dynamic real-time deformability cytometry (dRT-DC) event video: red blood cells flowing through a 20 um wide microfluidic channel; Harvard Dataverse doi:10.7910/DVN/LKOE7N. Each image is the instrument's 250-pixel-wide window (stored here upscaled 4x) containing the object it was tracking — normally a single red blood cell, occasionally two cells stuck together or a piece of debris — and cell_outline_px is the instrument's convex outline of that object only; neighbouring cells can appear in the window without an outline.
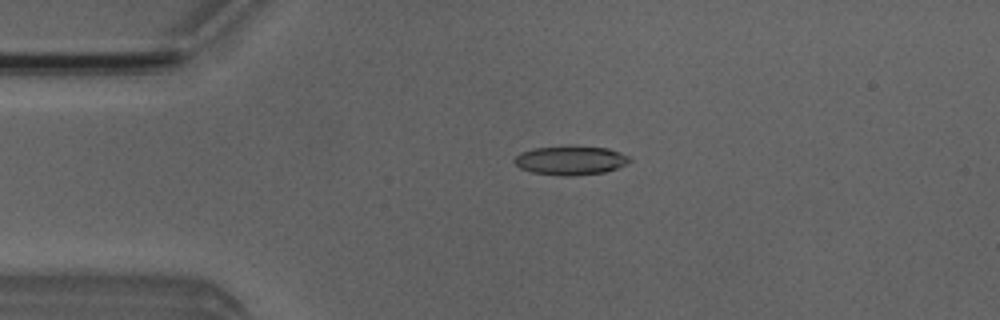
{"species": "Egyptian fruit bat (a non-hibernating species)", "species_latin": "Rousettus aegyptiacus", "temperature_condition": "room temperature", "stored_images_in_passage": 3, "camera_frame_rate_fps": 3000, "um_per_image_px": 0.085, "animal": {"sex": "male"}, "frame": {"image": 1, "passage_image": 2, "time_ms": 1.333, "image_size_px": [1000, 320], "cell_outline_px": [[632, 160], [628, 164], [604, 172], [572, 176], [564, 176], [532, 172], [520, 168], [512, 160], [516, 156], [532, 148], [568, 144], [608, 148], [620, 152], [628, 156]], "centroid_in_image_um": [48.51, 13.6], "position_along_channel_um": 36.5, "area_um2": 19.88}}